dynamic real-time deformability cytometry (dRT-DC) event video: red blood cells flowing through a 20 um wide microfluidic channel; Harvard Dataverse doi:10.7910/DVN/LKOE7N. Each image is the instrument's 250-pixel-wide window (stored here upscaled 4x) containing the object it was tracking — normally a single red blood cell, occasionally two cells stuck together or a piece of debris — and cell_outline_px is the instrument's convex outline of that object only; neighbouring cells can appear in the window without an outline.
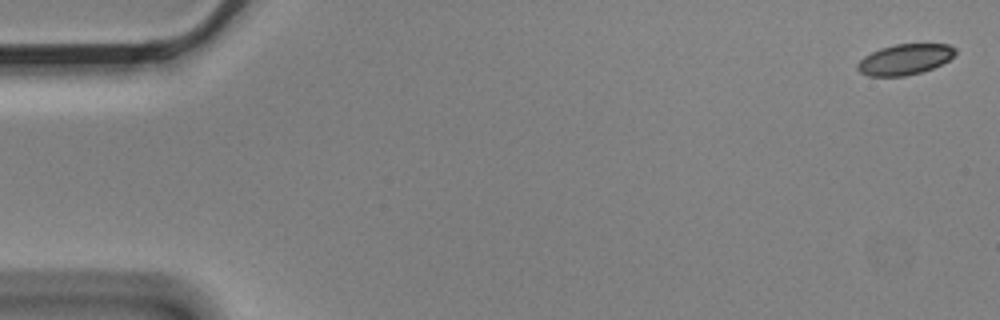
{"species": "Egyptian fruit bat (a non-hibernating species)", "species_latin": "Rousettus aegyptiacus", "temperature_condition": "cold", "stored_images_in_passage": 7, "camera_frame_rate_fps": 3000, "um_per_image_px": 0.085, "animal": {"sex": "male"}, "frame": {"image": 1, "passage_image": 1, "time_ms": 0.0, "image_size_px": [1000, 320], "cell_outline_px": [[956, 52], [948, 60], [932, 68], [920, 72], [904, 76], [868, 76], [860, 72], [856, 68], [856, 64], [864, 56], [880, 48], [896, 44], [948, 44], [956, 48]], "centroid_in_image_um": [76.88, 5.04], "position_along_channel_um": 8.1, "area_um2": 17.34}}
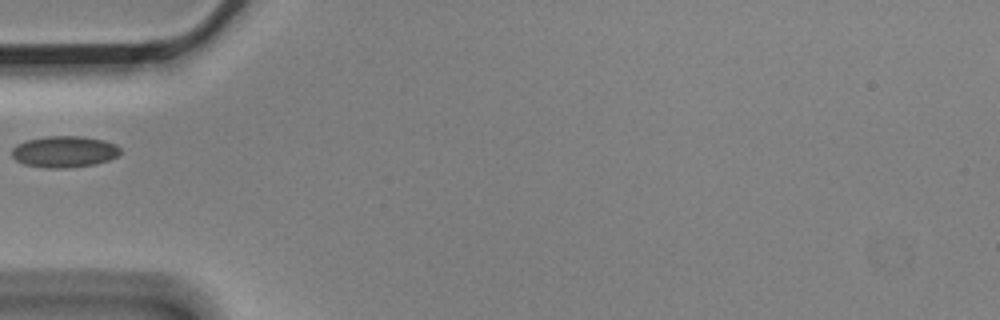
{"frame": {"image": 2, "passage_image": 6, "time_ms": 1.667, "image_size_px": [1000, 320], "cell_outline_px": [[120, 152], [116, 156], [108, 160], [96, 164], [64, 168], [44, 168], [24, 164], [16, 160], [12, 156], [12, 148], [16, 144], [28, 140], [44, 136], [80, 136], [104, 140], [116, 144], [120, 148]], "centroid_in_image_um": [5.45, 12.89], "position_along_channel_um": 79.5, "area_um2": 19.88}}
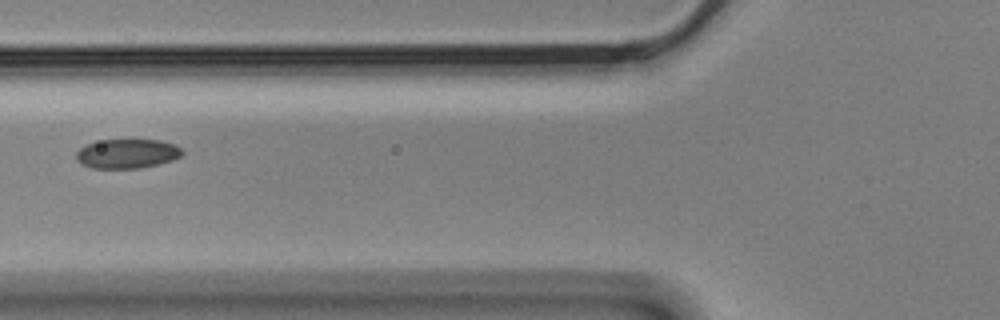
{"frame": {"image": 3, "passage_image": 7, "time_ms": 2.0, "image_size_px": [1000, 320], "cell_outline_px": [[184, 152], [180, 156], [172, 160], [140, 168], [92, 168], [80, 164], [76, 160], [76, 152], [80, 148], [88, 144], [104, 140], [160, 140], [176, 144]], "centroid_in_image_um": [10.8, 13.06], "position_along_channel_um": 115.0, "area_um2": 18.03}}